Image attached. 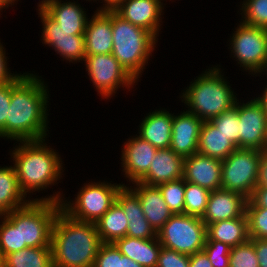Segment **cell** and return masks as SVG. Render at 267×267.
Listing matches in <instances>:
<instances>
[{
    "instance_id": "6da1fadb",
    "label": "cell",
    "mask_w": 267,
    "mask_h": 267,
    "mask_svg": "<svg viewBox=\"0 0 267 267\" xmlns=\"http://www.w3.org/2000/svg\"><path fill=\"white\" fill-rule=\"evenodd\" d=\"M17 74L11 81L10 108L0 137L17 141L42 140L47 135L48 94L42 79Z\"/></svg>"
},
{
    "instance_id": "7a4b0ae2",
    "label": "cell",
    "mask_w": 267,
    "mask_h": 267,
    "mask_svg": "<svg viewBox=\"0 0 267 267\" xmlns=\"http://www.w3.org/2000/svg\"><path fill=\"white\" fill-rule=\"evenodd\" d=\"M101 245L95 223L59 209L51 232L53 267H93Z\"/></svg>"
},
{
    "instance_id": "3957f363",
    "label": "cell",
    "mask_w": 267,
    "mask_h": 267,
    "mask_svg": "<svg viewBox=\"0 0 267 267\" xmlns=\"http://www.w3.org/2000/svg\"><path fill=\"white\" fill-rule=\"evenodd\" d=\"M44 141H22V145L19 144L11 153L20 190L26 196L31 190L46 189L61 176L62 161L57 152L48 148Z\"/></svg>"
},
{
    "instance_id": "277c9868",
    "label": "cell",
    "mask_w": 267,
    "mask_h": 267,
    "mask_svg": "<svg viewBox=\"0 0 267 267\" xmlns=\"http://www.w3.org/2000/svg\"><path fill=\"white\" fill-rule=\"evenodd\" d=\"M201 74L182 93V101L190 106L189 112L203 121H210L236 105L237 98L225 81L220 69L213 67Z\"/></svg>"
},
{
    "instance_id": "5b68a950",
    "label": "cell",
    "mask_w": 267,
    "mask_h": 267,
    "mask_svg": "<svg viewBox=\"0 0 267 267\" xmlns=\"http://www.w3.org/2000/svg\"><path fill=\"white\" fill-rule=\"evenodd\" d=\"M112 55L135 80L154 50L156 37L149 31L124 20L112 10ZM156 41V42H155Z\"/></svg>"
},
{
    "instance_id": "8992f818",
    "label": "cell",
    "mask_w": 267,
    "mask_h": 267,
    "mask_svg": "<svg viewBox=\"0 0 267 267\" xmlns=\"http://www.w3.org/2000/svg\"><path fill=\"white\" fill-rule=\"evenodd\" d=\"M62 200L56 194L20 207L21 246L51 247V232Z\"/></svg>"
},
{
    "instance_id": "52a82bcc",
    "label": "cell",
    "mask_w": 267,
    "mask_h": 267,
    "mask_svg": "<svg viewBox=\"0 0 267 267\" xmlns=\"http://www.w3.org/2000/svg\"><path fill=\"white\" fill-rule=\"evenodd\" d=\"M163 247L186 255L203 251L207 238V225L202 218L174 214L157 232Z\"/></svg>"
},
{
    "instance_id": "ba28073f",
    "label": "cell",
    "mask_w": 267,
    "mask_h": 267,
    "mask_svg": "<svg viewBox=\"0 0 267 267\" xmlns=\"http://www.w3.org/2000/svg\"><path fill=\"white\" fill-rule=\"evenodd\" d=\"M261 151L237 148L222 160L221 188L251 198L258 178Z\"/></svg>"
},
{
    "instance_id": "9c48e42d",
    "label": "cell",
    "mask_w": 267,
    "mask_h": 267,
    "mask_svg": "<svg viewBox=\"0 0 267 267\" xmlns=\"http://www.w3.org/2000/svg\"><path fill=\"white\" fill-rule=\"evenodd\" d=\"M124 184H85L75 203L61 201V209L74 219L95 223L116 202V195Z\"/></svg>"
},
{
    "instance_id": "30bf717a",
    "label": "cell",
    "mask_w": 267,
    "mask_h": 267,
    "mask_svg": "<svg viewBox=\"0 0 267 267\" xmlns=\"http://www.w3.org/2000/svg\"><path fill=\"white\" fill-rule=\"evenodd\" d=\"M235 32L230 44L238 64L245 70L259 73L267 58V29L240 22Z\"/></svg>"
},
{
    "instance_id": "8fae6325",
    "label": "cell",
    "mask_w": 267,
    "mask_h": 267,
    "mask_svg": "<svg viewBox=\"0 0 267 267\" xmlns=\"http://www.w3.org/2000/svg\"><path fill=\"white\" fill-rule=\"evenodd\" d=\"M84 61L91 81L104 98L110 97L121 85L128 89L136 82L112 53L86 55Z\"/></svg>"
},
{
    "instance_id": "7c38bea8",
    "label": "cell",
    "mask_w": 267,
    "mask_h": 267,
    "mask_svg": "<svg viewBox=\"0 0 267 267\" xmlns=\"http://www.w3.org/2000/svg\"><path fill=\"white\" fill-rule=\"evenodd\" d=\"M39 15L44 26V44L52 46L69 62L85 59V31H66L46 11L39 12Z\"/></svg>"
},
{
    "instance_id": "4fadbf2b",
    "label": "cell",
    "mask_w": 267,
    "mask_h": 267,
    "mask_svg": "<svg viewBox=\"0 0 267 267\" xmlns=\"http://www.w3.org/2000/svg\"><path fill=\"white\" fill-rule=\"evenodd\" d=\"M239 148L265 150L267 114L257 98L247 103H238Z\"/></svg>"
},
{
    "instance_id": "5bb4252c",
    "label": "cell",
    "mask_w": 267,
    "mask_h": 267,
    "mask_svg": "<svg viewBox=\"0 0 267 267\" xmlns=\"http://www.w3.org/2000/svg\"><path fill=\"white\" fill-rule=\"evenodd\" d=\"M222 160L195 153L184 158L183 179L209 191L221 189Z\"/></svg>"
},
{
    "instance_id": "9a60e30c",
    "label": "cell",
    "mask_w": 267,
    "mask_h": 267,
    "mask_svg": "<svg viewBox=\"0 0 267 267\" xmlns=\"http://www.w3.org/2000/svg\"><path fill=\"white\" fill-rule=\"evenodd\" d=\"M203 122L189 111L182 112L178 116L173 115L170 149L183 158L197 153Z\"/></svg>"
},
{
    "instance_id": "2e32d148",
    "label": "cell",
    "mask_w": 267,
    "mask_h": 267,
    "mask_svg": "<svg viewBox=\"0 0 267 267\" xmlns=\"http://www.w3.org/2000/svg\"><path fill=\"white\" fill-rule=\"evenodd\" d=\"M162 7L161 0H125L114 11L124 20L151 32L157 38Z\"/></svg>"
},
{
    "instance_id": "e0dca14e",
    "label": "cell",
    "mask_w": 267,
    "mask_h": 267,
    "mask_svg": "<svg viewBox=\"0 0 267 267\" xmlns=\"http://www.w3.org/2000/svg\"><path fill=\"white\" fill-rule=\"evenodd\" d=\"M247 201L243 195L230 190L211 191L202 220L208 226L220 220L246 216Z\"/></svg>"
},
{
    "instance_id": "ac0fdd59",
    "label": "cell",
    "mask_w": 267,
    "mask_h": 267,
    "mask_svg": "<svg viewBox=\"0 0 267 267\" xmlns=\"http://www.w3.org/2000/svg\"><path fill=\"white\" fill-rule=\"evenodd\" d=\"M156 149L140 136L129 139L122 150V167L129 181H139L149 170Z\"/></svg>"
},
{
    "instance_id": "d6986e66",
    "label": "cell",
    "mask_w": 267,
    "mask_h": 267,
    "mask_svg": "<svg viewBox=\"0 0 267 267\" xmlns=\"http://www.w3.org/2000/svg\"><path fill=\"white\" fill-rule=\"evenodd\" d=\"M85 54H110L113 48L112 10H97L84 32Z\"/></svg>"
},
{
    "instance_id": "ffe728a7",
    "label": "cell",
    "mask_w": 267,
    "mask_h": 267,
    "mask_svg": "<svg viewBox=\"0 0 267 267\" xmlns=\"http://www.w3.org/2000/svg\"><path fill=\"white\" fill-rule=\"evenodd\" d=\"M184 158L170 148L156 151L148 172L139 180L148 185H159L183 178Z\"/></svg>"
},
{
    "instance_id": "44dd1931",
    "label": "cell",
    "mask_w": 267,
    "mask_h": 267,
    "mask_svg": "<svg viewBox=\"0 0 267 267\" xmlns=\"http://www.w3.org/2000/svg\"><path fill=\"white\" fill-rule=\"evenodd\" d=\"M134 183L137 187L131 190L138 196L146 219L157 233L173 214L165 203L158 186L139 181Z\"/></svg>"
},
{
    "instance_id": "7402d4cb",
    "label": "cell",
    "mask_w": 267,
    "mask_h": 267,
    "mask_svg": "<svg viewBox=\"0 0 267 267\" xmlns=\"http://www.w3.org/2000/svg\"><path fill=\"white\" fill-rule=\"evenodd\" d=\"M61 2V0H42L38 5L39 12L46 11L66 31H85L88 18L84 9L75 2Z\"/></svg>"
},
{
    "instance_id": "603a6c76",
    "label": "cell",
    "mask_w": 267,
    "mask_h": 267,
    "mask_svg": "<svg viewBox=\"0 0 267 267\" xmlns=\"http://www.w3.org/2000/svg\"><path fill=\"white\" fill-rule=\"evenodd\" d=\"M172 121L171 115L166 110H158L149 113L139 126L138 136L148 141L156 149L170 148L172 138Z\"/></svg>"
},
{
    "instance_id": "cb8c5ba5",
    "label": "cell",
    "mask_w": 267,
    "mask_h": 267,
    "mask_svg": "<svg viewBox=\"0 0 267 267\" xmlns=\"http://www.w3.org/2000/svg\"><path fill=\"white\" fill-rule=\"evenodd\" d=\"M114 244L121 254L129 257L141 266H157L159 252L162 247L158 237L152 239H138L125 236L117 239Z\"/></svg>"
},
{
    "instance_id": "d4e9b609",
    "label": "cell",
    "mask_w": 267,
    "mask_h": 267,
    "mask_svg": "<svg viewBox=\"0 0 267 267\" xmlns=\"http://www.w3.org/2000/svg\"><path fill=\"white\" fill-rule=\"evenodd\" d=\"M247 216L220 220L207 226L206 240H216L235 247L249 240Z\"/></svg>"
},
{
    "instance_id": "484cf974",
    "label": "cell",
    "mask_w": 267,
    "mask_h": 267,
    "mask_svg": "<svg viewBox=\"0 0 267 267\" xmlns=\"http://www.w3.org/2000/svg\"><path fill=\"white\" fill-rule=\"evenodd\" d=\"M236 149L237 146L210 121L203 122L198 141V153L224 160Z\"/></svg>"
},
{
    "instance_id": "4316f807",
    "label": "cell",
    "mask_w": 267,
    "mask_h": 267,
    "mask_svg": "<svg viewBox=\"0 0 267 267\" xmlns=\"http://www.w3.org/2000/svg\"><path fill=\"white\" fill-rule=\"evenodd\" d=\"M21 192L14 167H0V216L12 212L29 201Z\"/></svg>"
},
{
    "instance_id": "83f0119b",
    "label": "cell",
    "mask_w": 267,
    "mask_h": 267,
    "mask_svg": "<svg viewBox=\"0 0 267 267\" xmlns=\"http://www.w3.org/2000/svg\"><path fill=\"white\" fill-rule=\"evenodd\" d=\"M128 223L124 210L115 202L95 225L102 243H114L126 236Z\"/></svg>"
},
{
    "instance_id": "f1b7e54d",
    "label": "cell",
    "mask_w": 267,
    "mask_h": 267,
    "mask_svg": "<svg viewBox=\"0 0 267 267\" xmlns=\"http://www.w3.org/2000/svg\"><path fill=\"white\" fill-rule=\"evenodd\" d=\"M4 267H53L51 247H26L7 254L3 259Z\"/></svg>"
},
{
    "instance_id": "f546056e",
    "label": "cell",
    "mask_w": 267,
    "mask_h": 267,
    "mask_svg": "<svg viewBox=\"0 0 267 267\" xmlns=\"http://www.w3.org/2000/svg\"><path fill=\"white\" fill-rule=\"evenodd\" d=\"M3 217L0 225V258L7 254L22 250L27 246H21L20 236V208L13 210Z\"/></svg>"
},
{
    "instance_id": "4dcf8cb0",
    "label": "cell",
    "mask_w": 267,
    "mask_h": 267,
    "mask_svg": "<svg viewBox=\"0 0 267 267\" xmlns=\"http://www.w3.org/2000/svg\"><path fill=\"white\" fill-rule=\"evenodd\" d=\"M210 193L206 188L185 181L184 214L202 218Z\"/></svg>"
},
{
    "instance_id": "1f68e13d",
    "label": "cell",
    "mask_w": 267,
    "mask_h": 267,
    "mask_svg": "<svg viewBox=\"0 0 267 267\" xmlns=\"http://www.w3.org/2000/svg\"><path fill=\"white\" fill-rule=\"evenodd\" d=\"M157 186L172 214H184L185 180L180 178Z\"/></svg>"
},
{
    "instance_id": "d6a6232c",
    "label": "cell",
    "mask_w": 267,
    "mask_h": 267,
    "mask_svg": "<svg viewBox=\"0 0 267 267\" xmlns=\"http://www.w3.org/2000/svg\"><path fill=\"white\" fill-rule=\"evenodd\" d=\"M210 122L239 148L240 120L238 116V102H236L233 108L224 111L219 116L213 117Z\"/></svg>"
},
{
    "instance_id": "836d02e7",
    "label": "cell",
    "mask_w": 267,
    "mask_h": 267,
    "mask_svg": "<svg viewBox=\"0 0 267 267\" xmlns=\"http://www.w3.org/2000/svg\"><path fill=\"white\" fill-rule=\"evenodd\" d=\"M241 10L242 23L267 29V0H245Z\"/></svg>"
},
{
    "instance_id": "e575fe53",
    "label": "cell",
    "mask_w": 267,
    "mask_h": 267,
    "mask_svg": "<svg viewBox=\"0 0 267 267\" xmlns=\"http://www.w3.org/2000/svg\"><path fill=\"white\" fill-rule=\"evenodd\" d=\"M229 267H260L250 240L230 249Z\"/></svg>"
},
{
    "instance_id": "d590c367",
    "label": "cell",
    "mask_w": 267,
    "mask_h": 267,
    "mask_svg": "<svg viewBox=\"0 0 267 267\" xmlns=\"http://www.w3.org/2000/svg\"><path fill=\"white\" fill-rule=\"evenodd\" d=\"M249 238L267 239V208L246 207Z\"/></svg>"
},
{
    "instance_id": "8d00e7d4",
    "label": "cell",
    "mask_w": 267,
    "mask_h": 267,
    "mask_svg": "<svg viewBox=\"0 0 267 267\" xmlns=\"http://www.w3.org/2000/svg\"><path fill=\"white\" fill-rule=\"evenodd\" d=\"M116 202L122 207L127 218L145 217L140 200L131 188L123 185L116 195Z\"/></svg>"
},
{
    "instance_id": "74e56055",
    "label": "cell",
    "mask_w": 267,
    "mask_h": 267,
    "mask_svg": "<svg viewBox=\"0 0 267 267\" xmlns=\"http://www.w3.org/2000/svg\"><path fill=\"white\" fill-rule=\"evenodd\" d=\"M230 249L227 244L216 240H206L203 251L213 267H229Z\"/></svg>"
},
{
    "instance_id": "f35d334b",
    "label": "cell",
    "mask_w": 267,
    "mask_h": 267,
    "mask_svg": "<svg viewBox=\"0 0 267 267\" xmlns=\"http://www.w3.org/2000/svg\"><path fill=\"white\" fill-rule=\"evenodd\" d=\"M122 254L114 243H102L93 267H121Z\"/></svg>"
},
{
    "instance_id": "ab89813d",
    "label": "cell",
    "mask_w": 267,
    "mask_h": 267,
    "mask_svg": "<svg viewBox=\"0 0 267 267\" xmlns=\"http://www.w3.org/2000/svg\"><path fill=\"white\" fill-rule=\"evenodd\" d=\"M128 228L126 236L138 239H152L157 237V233L150 226L146 217L127 218Z\"/></svg>"
},
{
    "instance_id": "60d3db41",
    "label": "cell",
    "mask_w": 267,
    "mask_h": 267,
    "mask_svg": "<svg viewBox=\"0 0 267 267\" xmlns=\"http://www.w3.org/2000/svg\"><path fill=\"white\" fill-rule=\"evenodd\" d=\"M156 267H189V255L162 246Z\"/></svg>"
},
{
    "instance_id": "b9f144b4",
    "label": "cell",
    "mask_w": 267,
    "mask_h": 267,
    "mask_svg": "<svg viewBox=\"0 0 267 267\" xmlns=\"http://www.w3.org/2000/svg\"><path fill=\"white\" fill-rule=\"evenodd\" d=\"M11 81L0 84V131L6 126L10 108Z\"/></svg>"
},
{
    "instance_id": "7bdbcfd3",
    "label": "cell",
    "mask_w": 267,
    "mask_h": 267,
    "mask_svg": "<svg viewBox=\"0 0 267 267\" xmlns=\"http://www.w3.org/2000/svg\"><path fill=\"white\" fill-rule=\"evenodd\" d=\"M246 207L267 208V187H256Z\"/></svg>"
},
{
    "instance_id": "ee69618b",
    "label": "cell",
    "mask_w": 267,
    "mask_h": 267,
    "mask_svg": "<svg viewBox=\"0 0 267 267\" xmlns=\"http://www.w3.org/2000/svg\"><path fill=\"white\" fill-rule=\"evenodd\" d=\"M253 245L257 255V260L260 267H267V239H249Z\"/></svg>"
},
{
    "instance_id": "f6af8a7d",
    "label": "cell",
    "mask_w": 267,
    "mask_h": 267,
    "mask_svg": "<svg viewBox=\"0 0 267 267\" xmlns=\"http://www.w3.org/2000/svg\"><path fill=\"white\" fill-rule=\"evenodd\" d=\"M256 187H267V151H261Z\"/></svg>"
},
{
    "instance_id": "bcb514c9",
    "label": "cell",
    "mask_w": 267,
    "mask_h": 267,
    "mask_svg": "<svg viewBox=\"0 0 267 267\" xmlns=\"http://www.w3.org/2000/svg\"><path fill=\"white\" fill-rule=\"evenodd\" d=\"M4 47L0 44V84H4L7 82L12 81L17 75L8 71L9 69L7 68V59L5 57V50L3 51ZM6 59V60H5Z\"/></svg>"
},
{
    "instance_id": "7dc6e473",
    "label": "cell",
    "mask_w": 267,
    "mask_h": 267,
    "mask_svg": "<svg viewBox=\"0 0 267 267\" xmlns=\"http://www.w3.org/2000/svg\"><path fill=\"white\" fill-rule=\"evenodd\" d=\"M189 267H213L204 251L189 256Z\"/></svg>"
},
{
    "instance_id": "c3c4849f",
    "label": "cell",
    "mask_w": 267,
    "mask_h": 267,
    "mask_svg": "<svg viewBox=\"0 0 267 267\" xmlns=\"http://www.w3.org/2000/svg\"><path fill=\"white\" fill-rule=\"evenodd\" d=\"M125 0H104L105 6L100 11L115 10Z\"/></svg>"
},
{
    "instance_id": "681fc988",
    "label": "cell",
    "mask_w": 267,
    "mask_h": 267,
    "mask_svg": "<svg viewBox=\"0 0 267 267\" xmlns=\"http://www.w3.org/2000/svg\"><path fill=\"white\" fill-rule=\"evenodd\" d=\"M121 267H143L137 262L131 260L129 257L122 254V266Z\"/></svg>"
},
{
    "instance_id": "f907efd6",
    "label": "cell",
    "mask_w": 267,
    "mask_h": 267,
    "mask_svg": "<svg viewBox=\"0 0 267 267\" xmlns=\"http://www.w3.org/2000/svg\"><path fill=\"white\" fill-rule=\"evenodd\" d=\"M257 100L262 104L266 114H267V88H265L262 97H257Z\"/></svg>"
},
{
    "instance_id": "816d5d0a",
    "label": "cell",
    "mask_w": 267,
    "mask_h": 267,
    "mask_svg": "<svg viewBox=\"0 0 267 267\" xmlns=\"http://www.w3.org/2000/svg\"><path fill=\"white\" fill-rule=\"evenodd\" d=\"M16 0H4V9H5V7L7 6H9V4H11L12 5V3L13 2H15Z\"/></svg>"
},
{
    "instance_id": "f5cc1de1",
    "label": "cell",
    "mask_w": 267,
    "mask_h": 267,
    "mask_svg": "<svg viewBox=\"0 0 267 267\" xmlns=\"http://www.w3.org/2000/svg\"><path fill=\"white\" fill-rule=\"evenodd\" d=\"M264 70L267 71V58H266V60H265V62H264V64H263V66H262V68H261L259 73H261V71H264Z\"/></svg>"
},
{
    "instance_id": "db71d44e",
    "label": "cell",
    "mask_w": 267,
    "mask_h": 267,
    "mask_svg": "<svg viewBox=\"0 0 267 267\" xmlns=\"http://www.w3.org/2000/svg\"><path fill=\"white\" fill-rule=\"evenodd\" d=\"M265 150L267 151V127H266V134H265Z\"/></svg>"
},
{
    "instance_id": "11a10c76",
    "label": "cell",
    "mask_w": 267,
    "mask_h": 267,
    "mask_svg": "<svg viewBox=\"0 0 267 267\" xmlns=\"http://www.w3.org/2000/svg\"><path fill=\"white\" fill-rule=\"evenodd\" d=\"M2 8H4V0H0V10H2Z\"/></svg>"
},
{
    "instance_id": "9f6ffc18",
    "label": "cell",
    "mask_w": 267,
    "mask_h": 267,
    "mask_svg": "<svg viewBox=\"0 0 267 267\" xmlns=\"http://www.w3.org/2000/svg\"><path fill=\"white\" fill-rule=\"evenodd\" d=\"M0 267H4V266H3V261H2L1 258H0Z\"/></svg>"
}]
</instances>
